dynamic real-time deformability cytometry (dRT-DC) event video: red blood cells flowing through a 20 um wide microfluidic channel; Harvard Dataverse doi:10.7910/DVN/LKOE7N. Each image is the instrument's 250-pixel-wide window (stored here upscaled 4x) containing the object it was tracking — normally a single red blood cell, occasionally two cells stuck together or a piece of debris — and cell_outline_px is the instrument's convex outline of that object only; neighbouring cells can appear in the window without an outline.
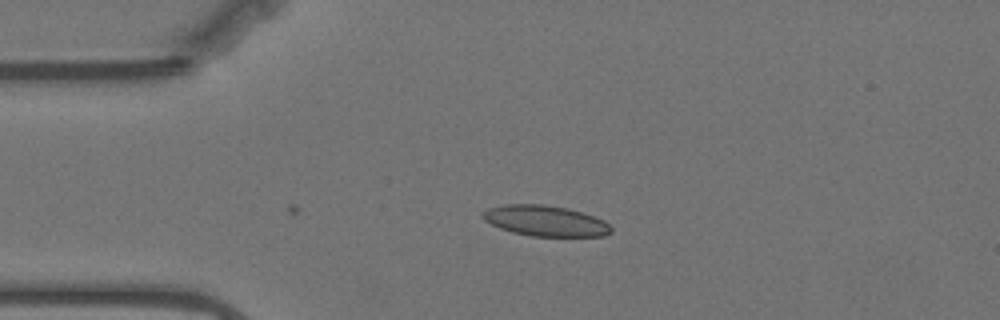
{"species": "Egyptian fruit bat (a non-hibernating species)", "species_latin": "Rousettus aegyptiacus", "temperature_condition": "warm", "stored_images_in_passage": 6, "camera_frame_rate_fps": 3000, "um_per_image_px": 0.085, "animal": {"sex": "female"}, "frame": {"image": 1, "passage_image": 1, "time_ms": 0.0, "image_size_px": [1000, 320], "cell_outline_px": [[612, 232], [604, 236], [532, 236], [512, 232], [500, 228], [484, 220], [480, 216], [488, 208], [504, 204], [544, 204], [568, 208], [604, 220], [612, 228]], "centroid_in_image_um": [46.34, 18.77], "position_along_channel_um": 38.7, "area_um2": 22.89}}